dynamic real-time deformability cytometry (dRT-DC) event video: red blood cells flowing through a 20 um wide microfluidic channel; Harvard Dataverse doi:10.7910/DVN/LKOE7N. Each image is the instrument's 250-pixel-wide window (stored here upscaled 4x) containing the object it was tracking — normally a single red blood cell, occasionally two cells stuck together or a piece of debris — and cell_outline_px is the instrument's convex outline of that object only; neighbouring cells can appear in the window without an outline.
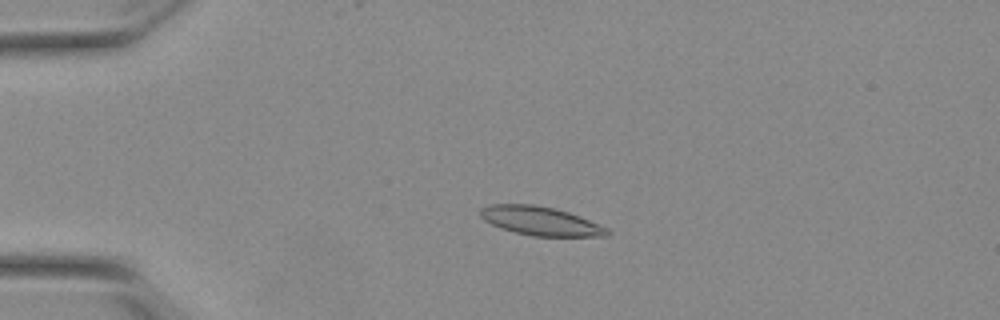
{"species": "Egyptian fruit bat (a non-hibernating species)", "species_latin": "Rousettus aegyptiacus", "temperature_condition": "warm", "stored_images_in_passage": 54, "camera_frame_rate_fps": 3000, "um_per_image_px": 0.085, "animal": {"sex": "female"}, "frame": {"image": 1, "passage_image": 13, "time_ms": 4.0, "image_size_px": [1000, 320], "cell_outline_px": [[612, 232], [608, 236], [532, 236], [500, 228], [484, 220], [480, 216], [480, 208], [488, 204], [532, 204], [552, 208], [568, 212], [608, 228]], "centroid_in_image_um": [45.92, 18.78], "position_along_channel_um": 39.1, "area_um2": 21.15}}
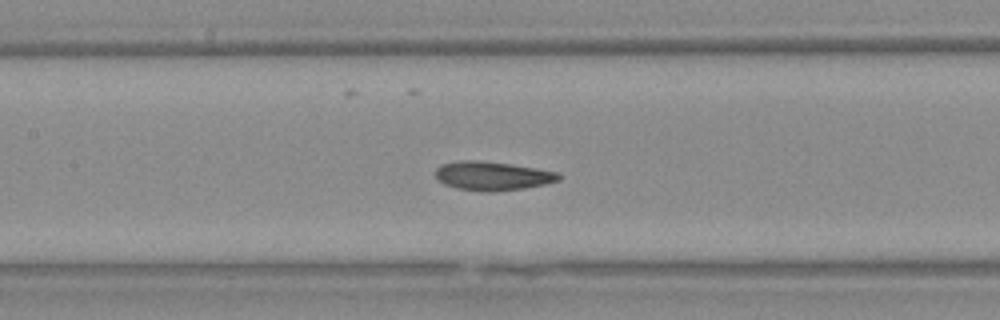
{"frame": {"image": 2, "passage_image": 26, "time_ms": 8.333, "image_size_px": [1000, 320], "cell_outline_px": [[560, 180], [544, 184], [524, 188], [492, 192], [480, 192], [456, 188], [444, 184], [436, 180], [436, 168], [440, 164], [460, 160], [476, 160], [508, 164], [556, 172], [560, 176]], "centroid_in_image_um": [41.77, 14.96], "position_along_channel_um": 165.6, "area_um2": 20.63}}
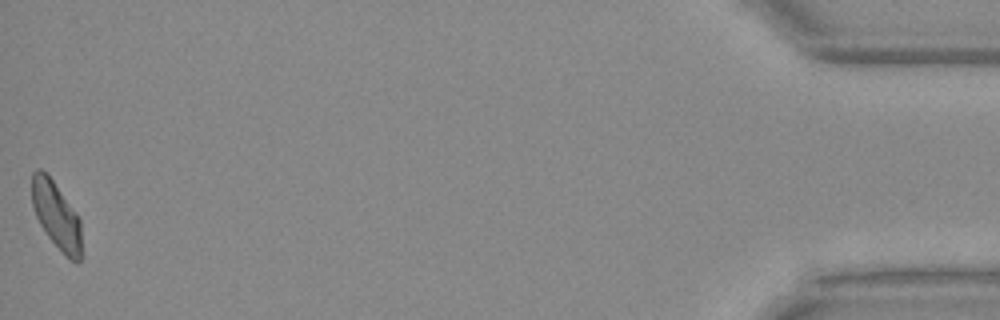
{"frame": {"image": 3, "passage_image": 54, "time_ms": 17.667, "image_size_px": [1000, 320], "cell_outline_px": [[84, 256], [76, 264], [48, 236], [40, 224], [36, 216], [32, 204], [32, 172], [36, 168], [40, 168], [52, 180], [76, 212], [80, 220]], "centroid_in_image_um": [4.83, 18.34], "position_along_channel_um": 430.4, "area_um2": 19.36}, "authors_computed_cell_mechanics": {"area_um2": 20.6057, "velocity_mm_per_s": 3.8306, "shape_relaxation_time_tau1_ms": 4.3922, "shape_relaxation_time_tau2_ms": 2.1841, "deformation_change_tau1": 0.1256, "deformation_change_tau2": 0.0883}}